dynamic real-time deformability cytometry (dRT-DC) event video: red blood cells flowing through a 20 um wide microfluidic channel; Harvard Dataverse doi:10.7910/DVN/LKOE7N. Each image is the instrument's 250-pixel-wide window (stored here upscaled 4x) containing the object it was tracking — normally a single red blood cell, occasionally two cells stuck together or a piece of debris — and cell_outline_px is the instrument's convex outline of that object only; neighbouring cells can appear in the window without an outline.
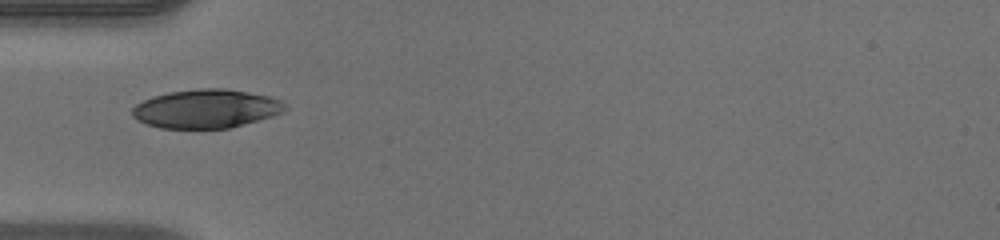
{"species": "human", "species_latin": "Homo sapiens", "temperature_condition": "warm", "stored_images_in_passage": 35, "camera_frame_rate_fps": 3000, "um_per_image_px": 0.085, "donor": {"sex": "male"}, "frame": {"image": 1, "passage_image": 1, "time_ms": 0.0, "image_size_px": [1000, 240], "cell_outline_px": [[288, 108], [284, 112], [272, 116], [228, 128], [160, 128], [136, 120], [132, 116], [132, 108], [136, 104], [152, 96], [168, 92], [200, 88], [224, 88], [248, 92], [268, 96], [280, 100]], "centroid_in_image_um": [17.5, 9.23], "position_along_channel_um": 67.5, "area_um2": 34.39}}
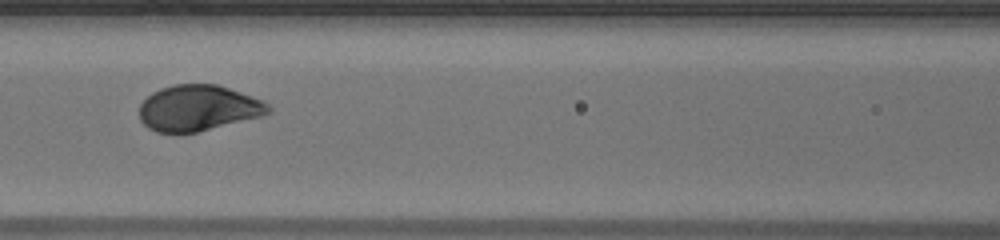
{"frame": {"image": 2, "passage_image": 7, "time_ms": 2.0, "image_size_px": [1000, 240], "cell_outline_px": [[272, 112], [264, 116], [196, 132], [156, 132], [148, 128], [140, 120], [140, 104], [152, 92], [160, 88], [172, 84], [216, 84], [264, 100], [272, 108]], "centroid_in_image_um": [16.88, 9.18], "position_along_channel_um": 149.7, "area_um2": 34.56}}
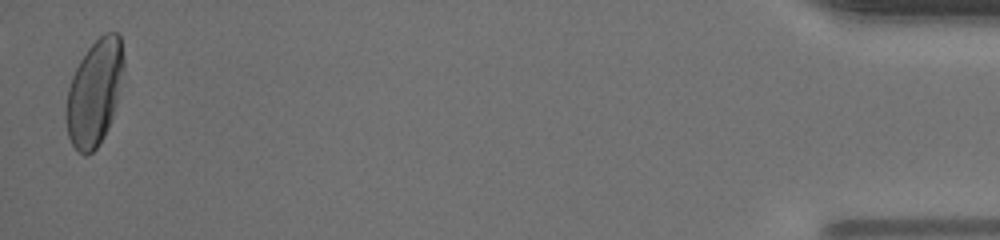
{"frame": {"image": 3, "passage_image": 34, "time_ms": 11.0, "image_size_px": [1000, 240], "cell_outline_px": [[124, 72], [112, 120], [104, 136], [96, 148], [92, 152], [84, 156], [72, 144], [68, 136], [64, 116], [64, 112], [68, 88], [72, 76], [80, 60], [88, 48], [104, 32], [116, 32], [120, 36], [124, 60]], "centroid_in_image_um": [8.03, 7.87], "position_along_channel_um": 427.2, "area_um2": 35.78}, "authors_computed_cell_mechanics": {"area_um2": 35.3158, "velocity_mm_per_s": 4.0905, "shape_relaxation_time_tau1_ms": 2.0606, "shape_relaxation_time_tau2_ms": null, "deformation_change_tau1": 0.1491, "deformation_change_tau2": null}}